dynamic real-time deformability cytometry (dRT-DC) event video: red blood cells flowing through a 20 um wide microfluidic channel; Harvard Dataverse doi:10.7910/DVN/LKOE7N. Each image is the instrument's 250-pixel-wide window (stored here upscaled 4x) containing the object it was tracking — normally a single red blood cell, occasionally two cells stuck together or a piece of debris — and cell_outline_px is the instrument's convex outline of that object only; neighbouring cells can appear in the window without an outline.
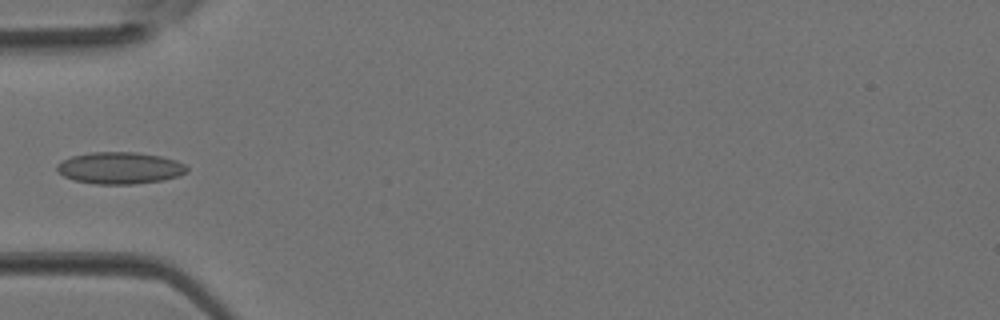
{"species": "Egyptian fruit bat (a non-hibernating species)", "species_latin": "Rousettus aegyptiacus", "temperature_condition": "room temperature", "stored_images_in_passage": 5, "camera_frame_rate_fps": 3000, "um_per_image_px": 0.085, "animal": {"sex": "female"}, "frame": {"image": 1, "passage_image": 4, "time_ms": 1.0, "image_size_px": [1000, 320], "cell_outline_px": [[188, 172], [180, 176], [164, 180], [132, 184], [96, 184], [76, 180], [64, 176], [56, 172], [56, 164], [72, 156], [92, 152], [136, 152], [160, 156], [176, 160], [184, 164], [188, 168]], "centroid_in_image_um": [10.21, 14.28], "position_along_channel_um": 74.8, "area_um2": 24.16}}